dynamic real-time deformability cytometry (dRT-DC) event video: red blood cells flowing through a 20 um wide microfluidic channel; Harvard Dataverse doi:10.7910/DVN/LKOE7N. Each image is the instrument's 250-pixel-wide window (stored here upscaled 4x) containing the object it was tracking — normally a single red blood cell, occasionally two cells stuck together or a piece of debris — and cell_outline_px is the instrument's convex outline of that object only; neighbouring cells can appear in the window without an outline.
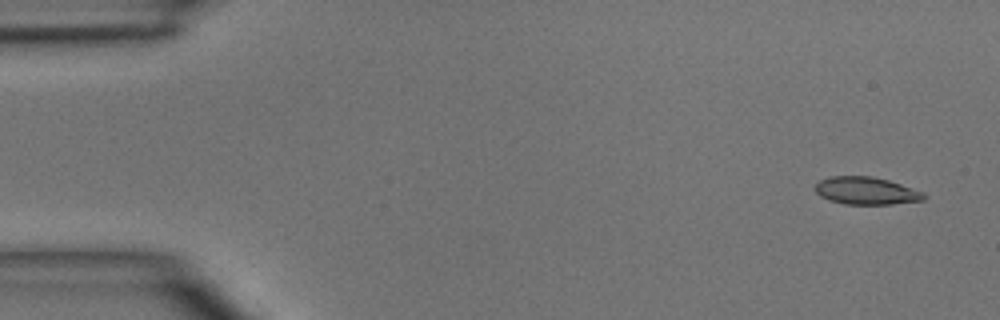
{"species": "common noctule bat (a hibernating species)", "species_latin": "Nyctalus noctula", "temperature_condition": "room temperature", "stored_images_in_passage": 4, "camera_frame_rate_fps": 3000, "um_per_image_px": 0.085, "animal": {"sex": "male", "body_mass_g": 15.6}, "frame": {"image": 1, "passage_image": 1, "time_ms": 0.0, "image_size_px": [1000, 320], "cell_outline_px": [[924, 200], [892, 204], [844, 204], [828, 200], [820, 196], [816, 192], [816, 184], [820, 180], [832, 176], [872, 176], [888, 180], [924, 192]], "centroid_in_image_um": [73.61, 16.22], "position_along_channel_um": 11.4, "area_um2": 17.34}}
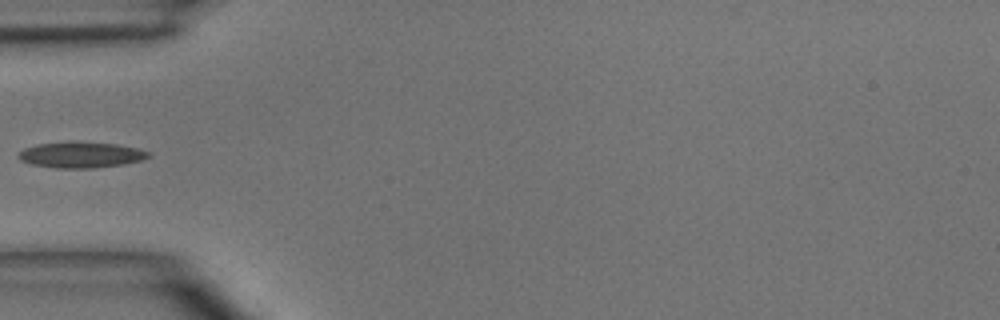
{"frame": {"image": 2, "passage_image": 4, "time_ms": 4.333, "image_size_px": [1000, 320], "cell_outline_px": [[152, 156], [140, 160], [124, 164], [96, 168], [56, 168], [32, 164], [20, 160], [16, 156], [24, 148], [36, 144], [72, 140], [116, 144], [136, 148], [152, 152]], "centroid_in_image_um": [6.88, 13.14], "position_along_channel_um": 78.1, "area_um2": 20.0}}